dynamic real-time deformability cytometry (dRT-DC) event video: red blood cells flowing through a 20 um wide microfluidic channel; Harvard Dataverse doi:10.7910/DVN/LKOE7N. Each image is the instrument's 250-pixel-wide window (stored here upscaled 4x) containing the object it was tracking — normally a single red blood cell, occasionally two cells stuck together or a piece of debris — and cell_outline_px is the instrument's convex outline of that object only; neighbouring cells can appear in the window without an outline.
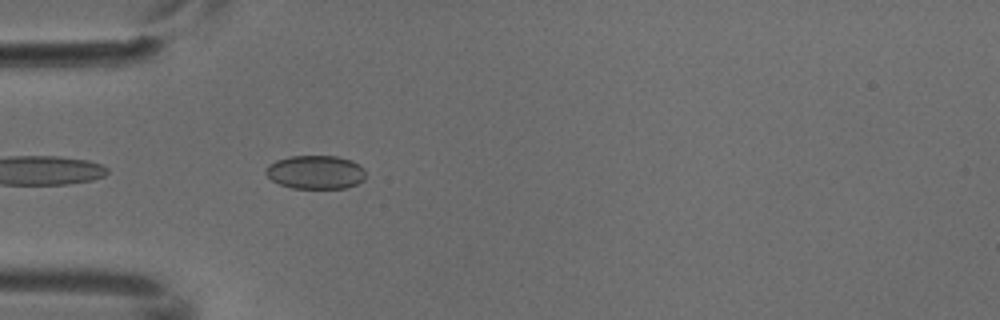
{"species": "common noctule bat (a hibernating species)", "species_latin": "Nyctalus noctula", "temperature_condition": "cold", "stored_images_in_passage": 5, "camera_frame_rate_fps": 3000, "um_per_image_px": 0.085, "animal": {"sex": "male", "body_mass_g": 18.8}, "frame": {"image": 1, "passage_image": 5, "time_ms": 1.333, "image_size_px": [1000, 320], "cell_outline_px": [[364, 180], [356, 184], [344, 188], [292, 188], [280, 184], [272, 180], [264, 172], [268, 164], [276, 160], [288, 156], [336, 156], [352, 160], [360, 164], [364, 168]], "centroid_in_image_um": [26.82, 14.62], "position_along_channel_um": 58.2, "area_um2": 19.65}}